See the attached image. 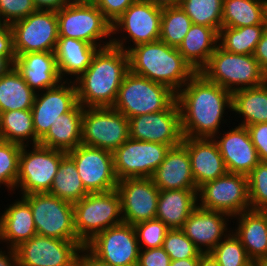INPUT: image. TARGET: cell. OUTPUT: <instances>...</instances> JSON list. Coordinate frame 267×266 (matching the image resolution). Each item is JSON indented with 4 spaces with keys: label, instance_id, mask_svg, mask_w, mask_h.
<instances>
[{
    "label": "cell",
    "instance_id": "obj_1",
    "mask_svg": "<svg viewBox=\"0 0 267 266\" xmlns=\"http://www.w3.org/2000/svg\"><path fill=\"white\" fill-rule=\"evenodd\" d=\"M176 101L183 137L213 138L227 123L226 109L232 111V93L208 81L200 72L176 93Z\"/></svg>",
    "mask_w": 267,
    "mask_h": 266
},
{
    "label": "cell",
    "instance_id": "obj_2",
    "mask_svg": "<svg viewBox=\"0 0 267 266\" xmlns=\"http://www.w3.org/2000/svg\"><path fill=\"white\" fill-rule=\"evenodd\" d=\"M128 72L127 52L113 45L99 48L86 71L74 80L78 103L83 108L112 107Z\"/></svg>",
    "mask_w": 267,
    "mask_h": 266
},
{
    "label": "cell",
    "instance_id": "obj_3",
    "mask_svg": "<svg viewBox=\"0 0 267 266\" xmlns=\"http://www.w3.org/2000/svg\"><path fill=\"white\" fill-rule=\"evenodd\" d=\"M127 54L130 72L165 85L175 93L196 74L177 48L160 39L136 45Z\"/></svg>",
    "mask_w": 267,
    "mask_h": 266
},
{
    "label": "cell",
    "instance_id": "obj_4",
    "mask_svg": "<svg viewBox=\"0 0 267 266\" xmlns=\"http://www.w3.org/2000/svg\"><path fill=\"white\" fill-rule=\"evenodd\" d=\"M200 73L208 81L218 84L231 93L257 87L267 81L254 55L230 53L219 45Z\"/></svg>",
    "mask_w": 267,
    "mask_h": 266
},
{
    "label": "cell",
    "instance_id": "obj_5",
    "mask_svg": "<svg viewBox=\"0 0 267 266\" xmlns=\"http://www.w3.org/2000/svg\"><path fill=\"white\" fill-rule=\"evenodd\" d=\"M176 101V93L165 85L128 72L119 88L114 109L126 118L168 109Z\"/></svg>",
    "mask_w": 267,
    "mask_h": 266
},
{
    "label": "cell",
    "instance_id": "obj_6",
    "mask_svg": "<svg viewBox=\"0 0 267 266\" xmlns=\"http://www.w3.org/2000/svg\"><path fill=\"white\" fill-rule=\"evenodd\" d=\"M74 227L78 239L86 245L98 233L123 223L118 191L89 193L73 204Z\"/></svg>",
    "mask_w": 267,
    "mask_h": 266
},
{
    "label": "cell",
    "instance_id": "obj_7",
    "mask_svg": "<svg viewBox=\"0 0 267 266\" xmlns=\"http://www.w3.org/2000/svg\"><path fill=\"white\" fill-rule=\"evenodd\" d=\"M56 13L59 37L86 41L99 48L112 45L111 23L93 1L69 3ZM106 37L109 41L104 42Z\"/></svg>",
    "mask_w": 267,
    "mask_h": 266
},
{
    "label": "cell",
    "instance_id": "obj_8",
    "mask_svg": "<svg viewBox=\"0 0 267 266\" xmlns=\"http://www.w3.org/2000/svg\"><path fill=\"white\" fill-rule=\"evenodd\" d=\"M162 11V8L144 0H137L131 4L126 11L111 24L112 45L127 52L136 45L159 40ZM120 33H122V36H119L120 38L118 36L116 38L113 36ZM128 40L130 43H128ZM126 42L130 44V46L127 45Z\"/></svg>",
    "mask_w": 267,
    "mask_h": 266
},
{
    "label": "cell",
    "instance_id": "obj_9",
    "mask_svg": "<svg viewBox=\"0 0 267 266\" xmlns=\"http://www.w3.org/2000/svg\"><path fill=\"white\" fill-rule=\"evenodd\" d=\"M22 146L15 190L20 196L49 192L61 159L67 152L42 145ZM21 189V190H20Z\"/></svg>",
    "mask_w": 267,
    "mask_h": 266
},
{
    "label": "cell",
    "instance_id": "obj_10",
    "mask_svg": "<svg viewBox=\"0 0 267 266\" xmlns=\"http://www.w3.org/2000/svg\"><path fill=\"white\" fill-rule=\"evenodd\" d=\"M29 204L38 235L81 242L74 227L73 203L48 192L22 196Z\"/></svg>",
    "mask_w": 267,
    "mask_h": 266
},
{
    "label": "cell",
    "instance_id": "obj_11",
    "mask_svg": "<svg viewBox=\"0 0 267 266\" xmlns=\"http://www.w3.org/2000/svg\"><path fill=\"white\" fill-rule=\"evenodd\" d=\"M129 138V120L113 107H86L81 144L114 152Z\"/></svg>",
    "mask_w": 267,
    "mask_h": 266
},
{
    "label": "cell",
    "instance_id": "obj_12",
    "mask_svg": "<svg viewBox=\"0 0 267 266\" xmlns=\"http://www.w3.org/2000/svg\"><path fill=\"white\" fill-rule=\"evenodd\" d=\"M197 206L234 217L251 209L246 175L226 173L198 187Z\"/></svg>",
    "mask_w": 267,
    "mask_h": 266
},
{
    "label": "cell",
    "instance_id": "obj_13",
    "mask_svg": "<svg viewBox=\"0 0 267 266\" xmlns=\"http://www.w3.org/2000/svg\"><path fill=\"white\" fill-rule=\"evenodd\" d=\"M10 26L15 55L55 51L59 38L56 11L36 10Z\"/></svg>",
    "mask_w": 267,
    "mask_h": 266
},
{
    "label": "cell",
    "instance_id": "obj_14",
    "mask_svg": "<svg viewBox=\"0 0 267 266\" xmlns=\"http://www.w3.org/2000/svg\"><path fill=\"white\" fill-rule=\"evenodd\" d=\"M85 248L111 266H137L139 244L133 225L121 223L98 233Z\"/></svg>",
    "mask_w": 267,
    "mask_h": 266
},
{
    "label": "cell",
    "instance_id": "obj_15",
    "mask_svg": "<svg viewBox=\"0 0 267 266\" xmlns=\"http://www.w3.org/2000/svg\"><path fill=\"white\" fill-rule=\"evenodd\" d=\"M82 242L34 235L15 248L18 266H78Z\"/></svg>",
    "mask_w": 267,
    "mask_h": 266
},
{
    "label": "cell",
    "instance_id": "obj_16",
    "mask_svg": "<svg viewBox=\"0 0 267 266\" xmlns=\"http://www.w3.org/2000/svg\"><path fill=\"white\" fill-rule=\"evenodd\" d=\"M169 145L128 138L113 152L114 170L118 180L151 178L164 161Z\"/></svg>",
    "mask_w": 267,
    "mask_h": 266
},
{
    "label": "cell",
    "instance_id": "obj_17",
    "mask_svg": "<svg viewBox=\"0 0 267 266\" xmlns=\"http://www.w3.org/2000/svg\"><path fill=\"white\" fill-rule=\"evenodd\" d=\"M67 154L74 160L80 179L89 193L115 190L118 179L113 152L80 144Z\"/></svg>",
    "mask_w": 267,
    "mask_h": 266
},
{
    "label": "cell",
    "instance_id": "obj_18",
    "mask_svg": "<svg viewBox=\"0 0 267 266\" xmlns=\"http://www.w3.org/2000/svg\"><path fill=\"white\" fill-rule=\"evenodd\" d=\"M129 138L162 143L170 147L182 143L180 110L175 101L168 109L129 118Z\"/></svg>",
    "mask_w": 267,
    "mask_h": 266
},
{
    "label": "cell",
    "instance_id": "obj_19",
    "mask_svg": "<svg viewBox=\"0 0 267 266\" xmlns=\"http://www.w3.org/2000/svg\"><path fill=\"white\" fill-rule=\"evenodd\" d=\"M116 190L121 199L124 223H136L156 218L159 189L151 178H124L118 181Z\"/></svg>",
    "mask_w": 267,
    "mask_h": 266
},
{
    "label": "cell",
    "instance_id": "obj_20",
    "mask_svg": "<svg viewBox=\"0 0 267 266\" xmlns=\"http://www.w3.org/2000/svg\"><path fill=\"white\" fill-rule=\"evenodd\" d=\"M78 104L74 81L63 80L56 87L38 92L31 109L36 137L41 140L59 116Z\"/></svg>",
    "mask_w": 267,
    "mask_h": 266
},
{
    "label": "cell",
    "instance_id": "obj_21",
    "mask_svg": "<svg viewBox=\"0 0 267 266\" xmlns=\"http://www.w3.org/2000/svg\"><path fill=\"white\" fill-rule=\"evenodd\" d=\"M213 137L228 173L248 175L260 162L249 132L244 126H235Z\"/></svg>",
    "mask_w": 267,
    "mask_h": 266
},
{
    "label": "cell",
    "instance_id": "obj_22",
    "mask_svg": "<svg viewBox=\"0 0 267 266\" xmlns=\"http://www.w3.org/2000/svg\"><path fill=\"white\" fill-rule=\"evenodd\" d=\"M232 217L220 211H210L197 206L181 228L201 253H210L230 232Z\"/></svg>",
    "mask_w": 267,
    "mask_h": 266
},
{
    "label": "cell",
    "instance_id": "obj_23",
    "mask_svg": "<svg viewBox=\"0 0 267 266\" xmlns=\"http://www.w3.org/2000/svg\"><path fill=\"white\" fill-rule=\"evenodd\" d=\"M182 144L188 151L197 188L227 173L223 157L213 138L183 137Z\"/></svg>",
    "mask_w": 267,
    "mask_h": 266
},
{
    "label": "cell",
    "instance_id": "obj_24",
    "mask_svg": "<svg viewBox=\"0 0 267 266\" xmlns=\"http://www.w3.org/2000/svg\"><path fill=\"white\" fill-rule=\"evenodd\" d=\"M13 66L35 93L56 87L63 81L59 75L54 52H28L16 55Z\"/></svg>",
    "mask_w": 267,
    "mask_h": 266
},
{
    "label": "cell",
    "instance_id": "obj_25",
    "mask_svg": "<svg viewBox=\"0 0 267 266\" xmlns=\"http://www.w3.org/2000/svg\"><path fill=\"white\" fill-rule=\"evenodd\" d=\"M151 179L159 190L198 189L192 176L188 151L182 143L170 147Z\"/></svg>",
    "mask_w": 267,
    "mask_h": 266
},
{
    "label": "cell",
    "instance_id": "obj_26",
    "mask_svg": "<svg viewBox=\"0 0 267 266\" xmlns=\"http://www.w3.org/2000/svg\"><path fill=\"white\" fill-rule=\"evenodd\" d=\"M17 200L0 215V243L13 249L37 234L30 204L22 196Z\"/></svg>",
    "mask_w": 267,
    "mask_h": 266
},
{
    "label": "cell",
    "instance_id": "obj_27",
    "mask_svg": "<svg viewBox=\"0 0 267 266\" xmlns=\"http://www.w3.org/2000/svg\"><path fill=\"white\" fill-rule=\"evenodd\" d=\"M98 49V46L86 41L59 37L54 54L61 79L76 80L89 67ZM67 76L71 78L68 79Z\"/></svg>",
    "mask_w": 267,
    "mask_h": 266
},
{
    "label": "cell",
    "instance_id": "obj_28",
    "mask_svg": "<svg viewBox=\"0 0 267 266\" xmlns=\"http://www.w3.org/2000/svg\"><path fill=\"white\" fill-rule=\"evenodd\" d=\"M237 219L233 233L240 239L248 257L255 260L267 256V211L248 210L232 217Z\"/></svg>",
    "mask_w": 267,
    "mask_h": 266
},
{
    "label": "cell",
    "instance_id": "obj_29",
    "mask_svg": "<svg viewBox=\"0 0 267 266\" xmlns=\"http://www.w3.org/2000/svg\"><path fill=\"white\" fill-rule=\"evenodd\" d=\"M198 189L160 190L156 219L169 229H181L191 212L197 207Z\"/></svg>",
    "mask_w": 267,
    "mask_h": 266
},
{
    "label": "cell",
    "instance_id": "obj_30",
    "mask_svg": "<svg viewBox=\"0 0 267 266\" xmlns=\"http://www.w3.org/2000/svg\"><path fill=\"white\" fill-rule=\"evenodd\" d=\"M219 33L211 27L192 24L177 50L184 60L198 73L208 63L218 46Z\"/></svg>",
    "mask_w": 267,
    "mask_h": 266
},
{
    "label": "cell",
    "instance_id": "obj_31",
    "mask_svg": "<svg viewBox=\"0 0 267 266\" xmlns=\"http://www.w3.org/2000/svg\"><path fill=\"white\" fill-rule=\"evenodd\" d=\"M83 107L78 103L70 112L59 116L39 145L68 152L81 144Z\"/></svg>",
    "mask_w": 267,
    "mask_h": 266
},
{
    "label": "cell",
    "instance_id": "obj_32",
    "mask_svg": "<svg viewBox=\"0 0 267 266\" xmlns=\"http://www.w3.org/2000/svg\"><path fill=\"white\" fill-rule=\"evenodd\" d=\"M232 111L239 114L238 118L242 117L240 126L267 122V81L257 87L233 92Z\"/></svg>",
    "mask_w": 267,
    "mask_h": 266
},
{
    "label": "cell",
    "instance_id": "obj_33",
    "mask_svg": "<svg viewBox=\"0 0 267 266\" xmlns=\"http://www.w3.org/2000/svg\"><path fill=\"white\" fill-rule=\"evenodd\" d=\"M35 95L14 66L0 76V113L32 109Z\"/></svg>",
    "mask_w": 267,
    "mask_h": 266
},
{
    "label": "cell",
    "instance_id": "obj_34",
    "mask_svg": "<svg viewBox=\"0 0 267 266\" xmlns=\"http://www.w3.org/2000/svg\"><path fill=\"white\" fill-rule=\"evenodd\" d=\"M267 24V0H223L222 27Z\"/></svg>",
    "mask_w": 267,
    "mask_h": 266
},
{
    "label": "cell",
    "instance_id": "obj_35",
    "mask_svg": "<svg viewBox=\"0 0 267 266\" xmlns=\"http://www.w3.org/2000/svg\"><path fill=\"white\" fill-rule=\"evenodd\" d=\"M0 139L21 146L38 145L31 109L0 113Z\"/></svg>",
    "mask_w": 267,
    "mask_h": 266
},
{
    "label": "cell",
    "instance_id": "obj_36",
    "mask_svg": "<svg viewBox=\"0 0 267 266\" xmlns=\"http://www.w3.org/2000/svg\"><path fill=\"white\" fill-rule=\"evenodd\" d=\"M48 193L73 204L89 194L80 179L74 160L68 154L61 159Z\"/></svg>",
    "mask_w": 267,
    "mask_h": 266
},
{
    "label": "cell",
    "instance_id": "obj_37",
    "mask_svg": "<svg viewBox=\"0 0 267 266\" xmlns=\"http://www.w3.org/2000/svg\"><path fill=\"white\" fill-rule=\"evenodd\" d=\"M267 24L246 27H221L218 45L225 51L234 54L254 55L257 43L261 40Z\"/></svg>",
    "mask_w": 267,
    "mask_h": 266
},
{
    "label": "cell",
    "instance_id": "obj_38",
    "mask_svg": "<svg viewBox=\"0 0 267 266\" xmlns=\"http://www.w3.org/2000/svg\"><path fill=\"white\" fill-rule=\"evenodd\" d=\"M192 24L180 6L163 8L159 39L171 47L178 48Z\"/></svg>",
    "mask_w": 267,
    "mask_h": 266
},
{
    "label": "cell",
    "instance_id": "obj_39",
    "mask_svg": "<svg viewBox=\"0 0 267 266\" xmlns=\"http://www.w3.org/2000/svg\"><path fill=\"white\" fill-rule=\"evenodd\" d=\"M179 6L192 23L214 28L219 33L222 27L223 0H180Z\"/></svg>",
    "mask_w": 267,
    "mask_h": 266
},
{
    "label": "cell",
    "instance_id": "obj_40",
    "mask_svg": "<svg viewBox=\"0 0 267 266\" xmlns=\"http://www.w3.org/2000/svg\"><path fill=\"white\" fill-rule=\"evenodd\" d=\"M210 255L219 266H253V261L233 231L210 252Z\"/></svg>",
    "mask_w": 267,
    "mask_h": 266
},
{
    "label": "cell",
    "instance_id": "obj_41",
    "mask_svg": "<svg viewBox=\"0 0 267 266\" xmlns=\"http://www.w3.org/2000/svg\"><path fill=\"white\" fill-rule=\"evenodd\" d=\"M21 149L19 144L0 139V188L4 185L15 192Z\"/></svg>",
    "mask_w": 267,
    "mask_h": 266
},
{
    "label": "cell",
    "instance_id": "obj_42",
    "mask_svg": "<svg viewBox=\"0 0 267 266\" xmlns=\"http://www.w3.org/2000/svg\"><path fill=\"white\" fill-rule=\"evenodd\" d=\"M162 248L169 255L171 261L199 258L203 254L182 229H169Z\"/></svg>",
    "mask_w": 267,
    "mask_h": 266
},
{
    "label": "cell",
    "instance_id": "obj_43",
    "mask_svg": "<svg viewBox=\"0 0 267 266\" xmlns=\"http://www.w3.org/2000/svg\"><path fill=\"white\" fill-rule=\"evenodd\" d=\"M247 178L251 210L267 211V163L259 162Z\"/></svg>",
    "mask_w": 267,
    "mask_h": 266
},
{
    "label": "cell",
    "instance_id": "obj_44",
    "mask_svg": "<svg viewBox=\"0 0 267 266\" xmlns=\"http://www.w3.org/2000/svg\"><path fill=\"white\" fill-rule=\"evenodd\" d=\"M140 250L160 248L169 228L159 219L142 221L133 225Z\"/></svg>",
    "mask_w": 267,
    "mask_h": 266
},
{
    "label": "cell",
    "instance_id": "obj_45",
    "mask_svg": "<svg viewBox=\"0 0 267 266\" xmlns=\"http://www.w3.org/2000/svg\"><path fill=\"white\" fill-rule=\"evenodd\" d=\"M36 10L33 0H0V23L11 25Z\"/></svg>",
    "mask_w": 267,
    "mask_h": 266
},
{
    "label": "cell",
    "instance_id": "obj_46",
    "mask_svg": "<svg viewBox=\"0 0 267 266\" xmlns=\"http://www.w3.org/2000/svg\"><path fill=\"white\" fill-rule=\"evenodd\" d=\"M137 0H93L103 16L112 24Z\"/></svg>",
    "mask_w": 267,
    "mask_h": 266
},
{
    "label": "cell",
    "instance_id": "obj_47",
    "mask_svg": "<svg viewBox=\"0 0 267 266\" xmlns=\"http://www.w3.org/2000/svg\"><path fill=\"white\" fill-rule=\"evenodd\" d=\"M260 162L267 163V122L246 126Z\"/></svg>",
    "mask_w": 267,
    "mask_h": 266
},
{
    "label": "cell",
    "instance_id": "obj_48",
    "mask_svg": "<svg viewBox=\"0 0 267 266\" xmlns=\"http://www.w3.org/2000/svg\"><path fill=\"white\" fill-rule=\"evenodd\" d=\"M171 258L160 248H150L139 251L137 266H170Z\"/></svg>",
    "mask_w": 267,
    "mask_h": 266
},
{
    "label": "cell",
    "instance_id": "obj_49",
    "mask_svg": "<svg viewBox=\"0 0 267 266\" xmlns=\"http://www.w3.org/2000/svg\"><path fill=\"white\" fill-rule=\"evenodd\" d=\"M0 57L14 65L16 55L13 48V33L9 24L0 23Z\"/></svg>",
    "mask_w": 267,
    "mask_h": 266
},
{
    "label": "cell",
    "instance_id": "obj_50",
    "mask_svg": "<svg viewBox=\"0 0 267 266\" xmlns=\"http://www.w3.org/2000/svg\"><path fill=\"white\" fill-rule=\"evenodd\" d=\"M254 57L259 62L262 72L267 78V28L263 32L261 40L257 43Z\"/></svg>",
    "mask_w": 267,
    "mask_h": 266
},
{
    "label": "cell",
    "instance_id": "obj_51",
    "mask_svg": "<svg viewBox=\"0 0 267 266\" xmlns=\"http://www.w3.org/2000/svg\"><path fill=\"white\" fill-rule=\"evenodd\" d=\"M37 10H52L57 11L69 2L67 0H33Z\"/></svg>",
    "mask_w": 267,
    "mask_h": 266
},
{
    "label": "cell",
    "instance_id": "obj_52",
    "mask_svg": "<svg viewBox=\"0 0 267 266\" xmlns=\"http://www.w3.org/2000/svg\"><path fill=\"white\" fill-rule=\"evenodd\" d=\"M78 266H111L95 258L85 247L79 255Z\"/></svg>",
    "mask_w": 267,
    "mask_h": 266
},
{
    "label": "cell",
    "instance_id": "obj_53",
    "mask_svg": "<svg viewBox=\"0 0 267 266\" xmlns=\"http://www.w3.org/2000/svg\"><path fill=\"white\" fill-rule=\"evenodd\" d=\"M0 266H18V256L15 249L7 248V251H2L0 248Z\"/></svg>",
    "mask_w": 267,
    "mask_h": 266
},
{
    "label": "cell",
    "instance_id": "obj_54",
    "mask_svg": "<svg viewBox=\"0 0 267 266\" xmlns=\"http://www.w3.org/2000/svg\"><path fill=\"white\" fill-rule=\"evenodd\" d=\"M152 3L159 8L175 7L179 6L180 0H144Z\"/></svg>",
    "mask_w": 267,
    "mask_h": 266
},
{
    "label": "cell",
    "instance_id": "obj_55",
    "mask_svg": "<svg viewBox=\"0 0 267 266\" xmlns=\"http://www.w3.org/2000/svg\"><path fill=\"white\" fill-rule=\"evenodd\" d=\"M198 266H219L217 261L210 255V253L202 254L199 257Z\"/></svg>",
    "mask_w": 267,
    "mask_h": 266
},
{
    "label": "cell",
    "instance_id": "obj_56",
    "mask_svg": "<svg viewBox=\"0 0 267 266\" xmlns=\"http://www.w3.org/2000/svg\"><path fill=\"white\" fill-rule=\"evenodd\" d=\"M199 258H187L184 260H173L170 266H198Z\"/></svg>",
    "mask_w": 267,
    "mask_h": 266
},
{
    "label": "cell",
    "instance_id": "obj_57",
    "mask_svg": "<svg viewBox=\"0 0 267 266\" xmlns=\"http://www.w3.org/2000/svg\"><path fill=\"white\" fill-rule=\"evenodd\" d=\"M12 65L5 59L0 57V76L5 74Z\"/></svg>",
    "mask_w": 267,
    "mask_h": 266
},
{
    "label": "cell",
    "instance_id": "obj_58",
    "mask_svg": "<svg viewBox=\"0 0 267 266\" xmlns=\"http://www.w3.org/2000/svg\"><path fill=\"white\" fill-rule=\"evenodd\" d=\"M253 266H267V256L255 260Z\"/></svg>",
    "mask_w": 267,
    "mask_h": 266
},
{
    "label": "cell",
    "instance_id": "obj_59",
    "mask_svg": "<svg viewBox=\"0 0 267 266\" xmlns=\"http://www.w3.org/2000/svg\"><path fill=\"white\" fill-rule=\"evenodd\" d=\"M69 3L91 2L93 0H67Z\"/></svg>",
    "mask_w": 267,
    "mask_h": 266
}]
</instances>
